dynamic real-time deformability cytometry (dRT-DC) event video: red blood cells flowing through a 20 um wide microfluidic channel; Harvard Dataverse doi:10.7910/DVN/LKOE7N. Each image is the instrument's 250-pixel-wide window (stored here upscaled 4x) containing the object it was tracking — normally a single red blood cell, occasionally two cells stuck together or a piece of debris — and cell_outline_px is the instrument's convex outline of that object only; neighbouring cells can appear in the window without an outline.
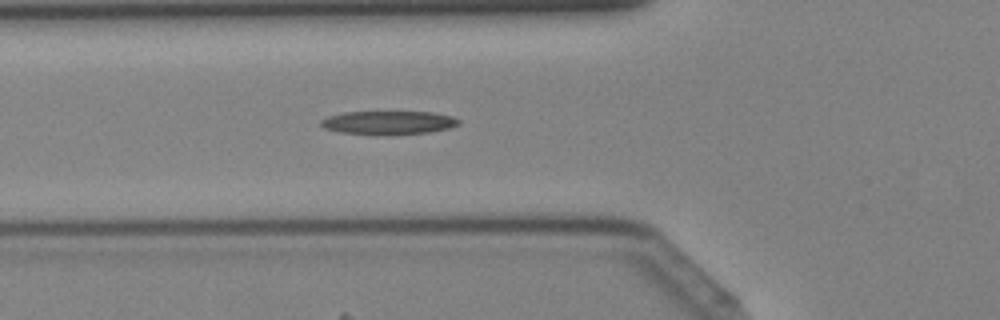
{"species": "Egyptian fruit bat (a non-hibernating species)", "species_latin": "Rousettus aegyptiacus", "temperature_condition": "cold", "stored_images_in_passage": 35, "camera_frame_rate_fps": 3000, "um_per_image_px": 0.085, "animal": {"sex": "female"}, "frame": {"image": 1, "passage_image": 8, "time_ms": 2.333, "image_size_px": [1000, 320], "cell_outline_px": [[460, 124], [448, 128], [428, 132], [340, 132], [324, 128], [320, 124], [320, 120], [328, 116], [344, 112], [432, 112], [452, 116], [460, 120]], "centroid_in_image_um": [33.03, 10.37], "position_along_channel_um": 92.8, "area_um2": 17.8}}
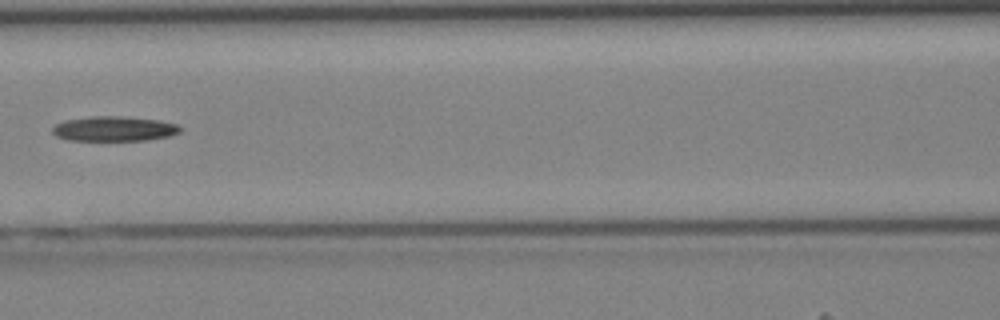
{"frame": {"image": 2, "passage_image": 12, "time_ms": 3.667, "image_size_px": [1000, 320], "cell_outline_px": [[184, 128], [180, 132], [172, 136], [148, 140], [64, 140], [56, 136], [52, 132], [52, 128], [56, 124], [64, 120], [92, 116], [120, 116], [160, 120], [176, 124]], "centroid_in_image_um": [9.72, 10.94], "position_along_channel_um": 156.9, "area_um2": 18.73}}
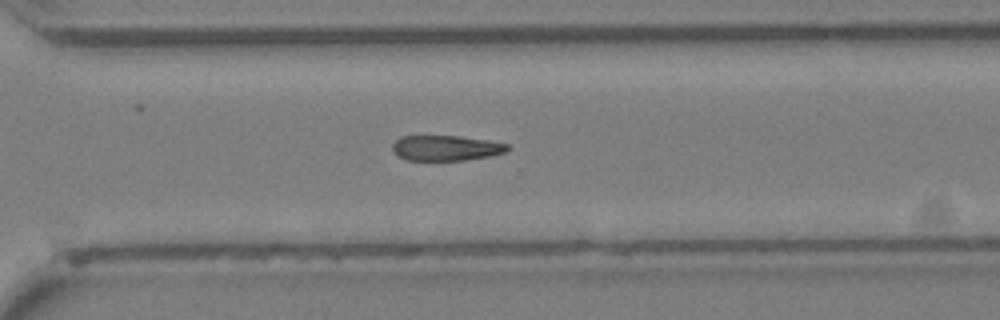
{"frame": {"image": 3, "passage_image": 23, "time_ms": 7.333, "image_size_px": [1000, 320], "cell_outline_px": [[512, 148], [504, 152], [492, 156], [464, 160], [404, 160], [396, 156], [392, 152], [392, 144], [400, 136], [460, 136], [488, 140], [508, 144]], "centroid_in_image_um": [37.89, 12.58], "position_along_channel_um": 332.7, "area_um2": 17.22}}